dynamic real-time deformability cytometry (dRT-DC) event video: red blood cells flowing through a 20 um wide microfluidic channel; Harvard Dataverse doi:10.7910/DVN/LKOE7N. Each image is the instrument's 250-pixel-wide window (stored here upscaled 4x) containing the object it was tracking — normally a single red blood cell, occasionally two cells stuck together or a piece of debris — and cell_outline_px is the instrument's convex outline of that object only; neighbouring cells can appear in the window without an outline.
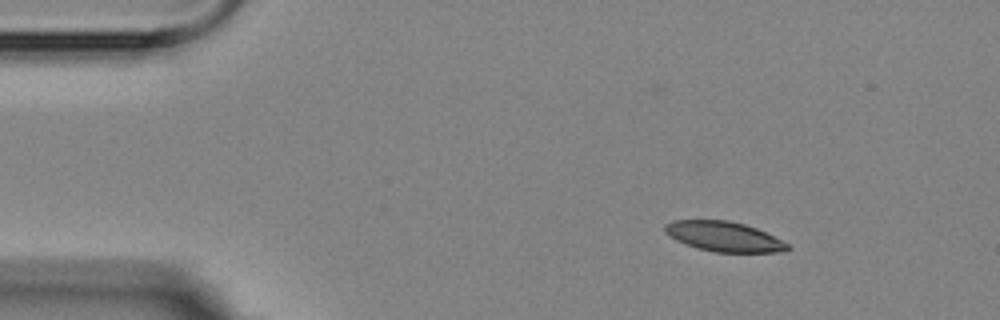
{"species": "Egyptian fruit bat (a non-hibernating species)", "species_latin": "Rousettus aegyptiacus", "temperature_condition": "room temperature", "stored_images_in_passage": 6, "camera_frame_rate_fps": 3000, "um_per_image_px": 0.085, "animal": {"sex": "female"}, "frame": {"image": 1, "passage_image": 1, "time_ms": 0.0, "image_size_px": [1000, 320], "cell_outline_px": [[792, 248], [780, 252], [716, 252], [696, 248], [676, 240], [664, 232], [664, 224], [672, 220], [728, 220], [744, 224], [756, 228], [788, 244]], "centroid_in_image_um": [61.49, 20.1], "position_along_channel_um": 23.5, "area_um2": 21.27}}
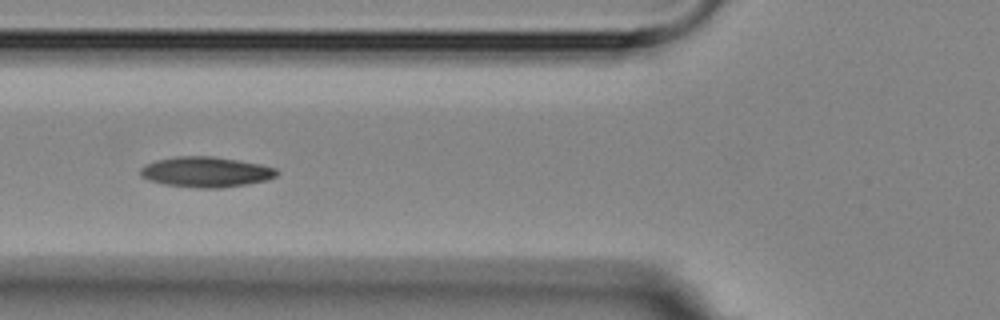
{"frame": {"image": 2, "passage_image": 4, "time_ms": 4.333, "image_size_px": [1000, 320], "cell_outline_px": [[280, 172], [276, 176], [268, 180], [248, 184], [220, 188], [196, 188], [164, 184], [148, 180], [140, 176], [140, 168], [156, 160], [176, 156], [212, 156], [260, 164], [276, 168]], "centroid_in_image_um": [17.52, 14.62], "position_along_channel_um": 108.3, "area_um2": 24.22}}
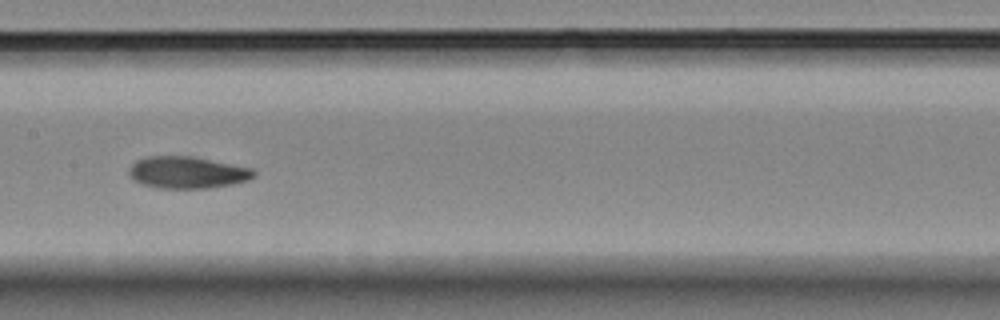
{"frame": {"image": 3, "passage_image": 6, "time_ms": 6.667, "image_size_px": [1000, 320], "cell_outline_px": [[256, 176], [248, 180], [232, 184], [208, 188], [156, 188], [132, 180], [128, 172], [128, 168], [136, 160], [148, 156], [188, 156], [252, 168], [256, 172]], "centroid_in_image_um": [15.89, 14.66], "position_along_channel_um": 191.5, "area_um2": 23.12}}